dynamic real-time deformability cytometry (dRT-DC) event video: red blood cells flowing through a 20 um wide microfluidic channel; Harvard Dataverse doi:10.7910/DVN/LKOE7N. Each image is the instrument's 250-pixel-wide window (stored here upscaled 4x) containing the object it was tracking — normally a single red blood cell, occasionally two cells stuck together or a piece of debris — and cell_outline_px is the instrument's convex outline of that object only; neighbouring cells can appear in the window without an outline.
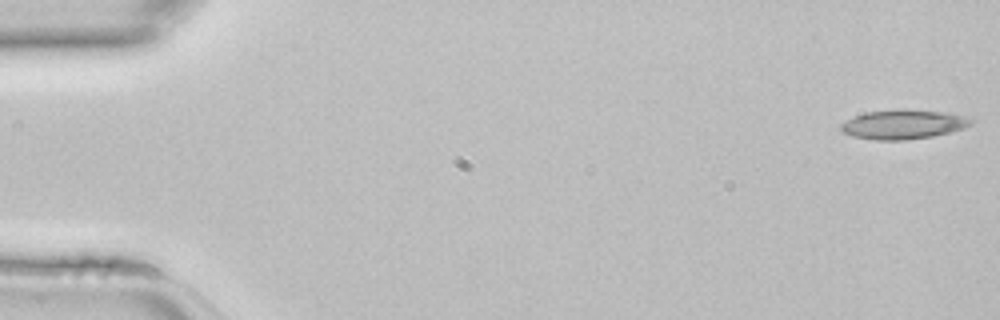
{"species": "common noctule bat (a hibernating species)", "species_latin": "Nyctalus noctula", "temperature_condition": "room temperature", "stored_images_in_passage": 44, "camera_frame_rate_fps": 3000, "um_per_image_px": 0.085, "animal": {"sex": "female", "body_mass_g": 22.7, "forearm_length_mm": 54.2}, "frame": {"image": 1, "passage_image": 1, "time_ms": 0.0, "image_size_px": [1000, 320], "cell_outline_px": [[976, 120], [972, 124], [964, 128], [932, 136], [904, 140], [872, 140], [852, 136], [844, 132], [840, 128], [840, 124], [864, 112], [900, 108], [904, 108], [948, 112]], "centroid_in_image_um": [76.79, 10.55], "position_along_channel_um": 8.2, "area_um2": 22.43}}
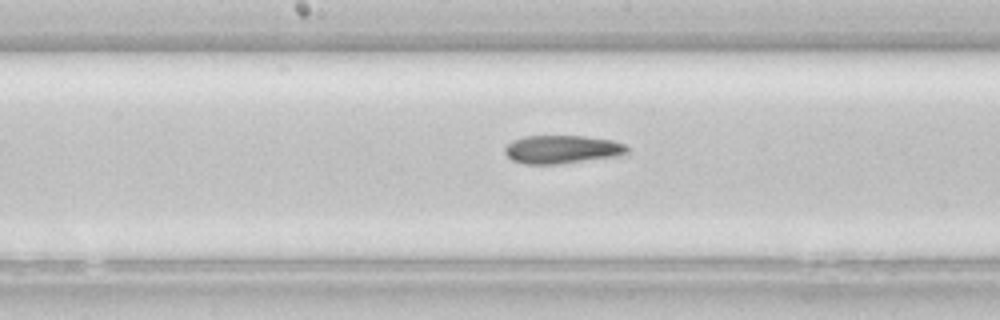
{"frame": {"image": 2, "passage_image": 23, "time_ms": 7.333, "image_size_px": [1000, 320], "cell_outline_px": [[628, 152], [620, 156], [556, 164], [524, 164], [512, 160], [504, 152], [504, 148], [512, 140], [524, 136], [584, 136], [612, 140], [624, 144], [628, 148]], "centroid_in_image_um": [47.76, 12.7], "position_along_channel_um": 200.4, "area_um2": 20.17}}
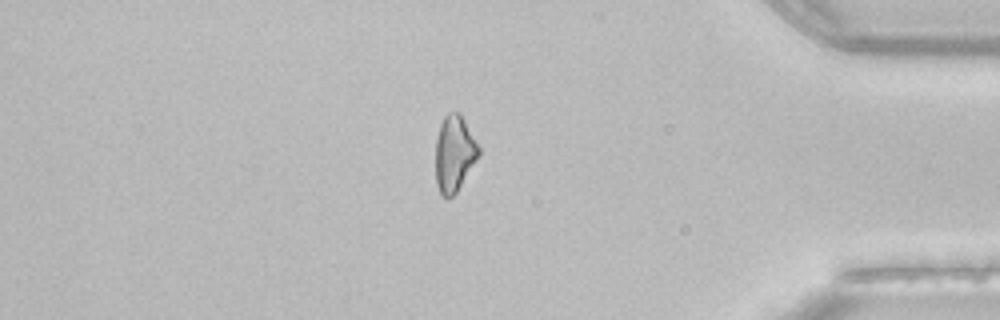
{"frame": {"image": 3, "passage_image": 38, "time_ms": 12.333, "image_size_px": [1000, 320], "cell_outline_px": [[480, 156], [456, 192], [448, 200], [440, 196], [436, 184], [436, 140], [440, 124], [444, 116], [448, 112], [460, 112], [480, 148]], "centroid_in_image_um": [38.61, 13.08], "position_along_channel_um": 396.6, "area_um2": 19.36}}